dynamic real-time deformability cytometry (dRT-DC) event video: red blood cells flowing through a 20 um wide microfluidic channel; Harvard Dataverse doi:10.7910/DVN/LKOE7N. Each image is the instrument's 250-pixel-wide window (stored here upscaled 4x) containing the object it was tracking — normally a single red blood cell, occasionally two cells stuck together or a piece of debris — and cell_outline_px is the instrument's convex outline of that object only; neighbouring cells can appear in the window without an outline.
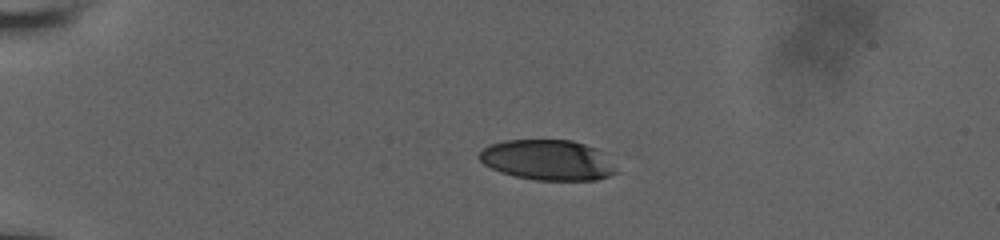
{"species": "human", "species_latin": "Homo sapiens", "temperature_condition": "room temperature", "stored_images_in_passage": 3, "camera_frame_rate_fps": 3000, "um_per_image_px": 0.085, "donor": {"sex": "male"}, "frame": {"image": 1, "passage_image": 1, "time_ms": 0.0, "image_size_px": [1000, 240], "cell_outline_px": [[616, 172], [608, 176], [596, 180], [536, 180], [516, 176], [500, 172], [484, 164], [476, 156], [488, 144], [504, 140], [572, 140], [596, 148]], "centroid_in_image_um": [46.45, 13.59], "position_along_channel_um": 38.6, "area_um2": 31.73}}